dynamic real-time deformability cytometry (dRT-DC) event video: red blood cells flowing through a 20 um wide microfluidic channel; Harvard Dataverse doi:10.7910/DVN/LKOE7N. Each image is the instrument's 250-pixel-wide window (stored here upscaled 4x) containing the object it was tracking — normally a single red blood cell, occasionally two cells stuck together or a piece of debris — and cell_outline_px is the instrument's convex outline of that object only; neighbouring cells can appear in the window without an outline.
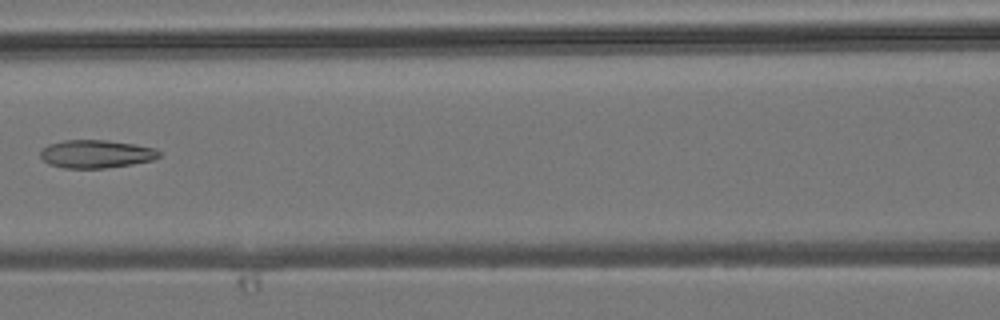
{"species": "common noctule bat (a hibernating species)", "species_latin": "Nyctalus noctula", "temperature_condition": "room temperature", "stored_images_in_passage": 7, "camera_frame_rate_fps": 3000, "um_per_image_px": 0.085, "animal": {"sex": "male", "body_mass_g": 19.2, "forearm_length_mm": 51.8}, "frame": {"image": 1, "passage_image": 7, "time_ms": 6.667, "image_size_px": [1000, 320], "cell_outline_px": [[160, 156], [152, 160], [132, 164], [104, 168], [64, 168], [48, 164], [40, 156], [40, 152], [48, 144], [64, 140], [108, 140], [136, 144], [156, 148], [160, 152]], "centroid_in_image_um": [8.18, 13.08], "position_along_channel_um": 158.4, "area_um2": 19.48}}